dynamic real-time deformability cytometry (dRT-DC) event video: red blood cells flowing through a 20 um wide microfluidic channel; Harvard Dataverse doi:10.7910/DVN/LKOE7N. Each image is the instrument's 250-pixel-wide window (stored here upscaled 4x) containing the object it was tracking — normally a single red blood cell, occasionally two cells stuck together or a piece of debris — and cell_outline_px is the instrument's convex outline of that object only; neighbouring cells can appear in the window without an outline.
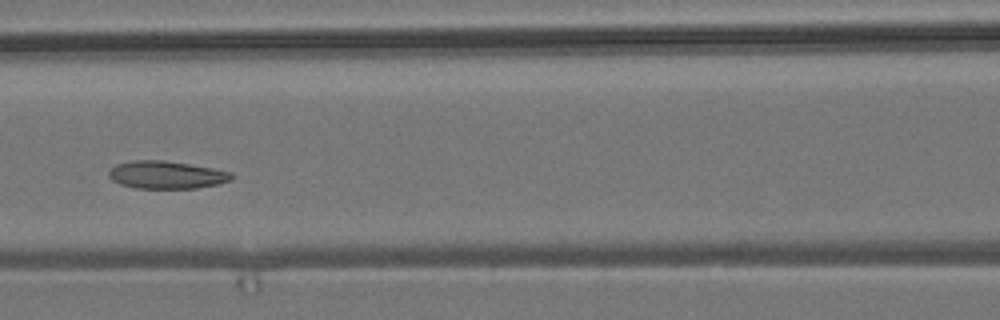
{"species": "common noctule bat (a hibernating species)", "species_latin": "Nyctalus noctula", "temperature_condition": "room temperature", "stored_images_in_passage": 6, "camera_frame_rate_fps": 3000, "um_per_image_px": 0.085, "animal": {"sex": "male", "body_mass_g": 19.2, "forearm_length_mm": 51.8}, "frame": {"image": 1, "passage_image": 6, "time_ms": 1.667, "image_size_px": [1000, 320], "cell_outline_px": [[236, 176], [232, 180], [216, 184], [196, 188], [136, 188], [120, 184], [112, 180], [108, 176], [108, 172], [116, 164], [132, 160], [164, 160], [212, 168], [232, 172]], "centroid_in_image_um": [14.15, 14.86], "position_along_channel_um": 152.4, "area_um2": 19.83}}